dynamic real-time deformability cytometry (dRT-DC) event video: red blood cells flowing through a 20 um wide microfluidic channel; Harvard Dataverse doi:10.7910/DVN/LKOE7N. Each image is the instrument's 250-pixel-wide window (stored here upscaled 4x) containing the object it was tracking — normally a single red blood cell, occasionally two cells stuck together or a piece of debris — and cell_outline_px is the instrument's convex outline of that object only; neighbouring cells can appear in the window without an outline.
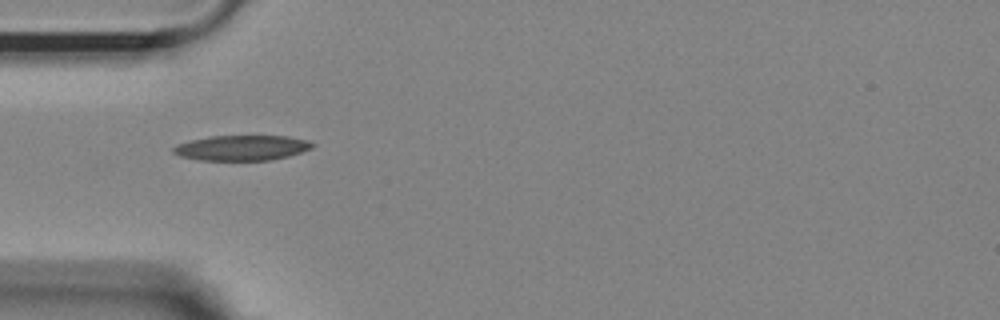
{"species": "Egyptian fruit bat (a non-hibernating species)", "species_latin": "Rousettus aegyptiacus", "temperature_condition": "room temperature", "stored_images_in_passage": 39, "camera_frame_rate_fps": 3000, "um_per_image_px": 0.085, "animal": {"sex": "female"}, "frame": {"image": 1, "passage_image": 1, "time_ms": 0.0, "image_size_px": [1000, 320], "cell_outline_px": [[316, 144], [312, 148], [288, 156], [272, 160], [196, 160], [180, 156], [172, 152], [172, 148], [176, 144], [192, 140], [212, 136], [288, 136], [308, 140]], "centroid_in_image_um": [20.55, 12.57], "position_along_channel_um": 64.4, "area_um2": 20.46}}
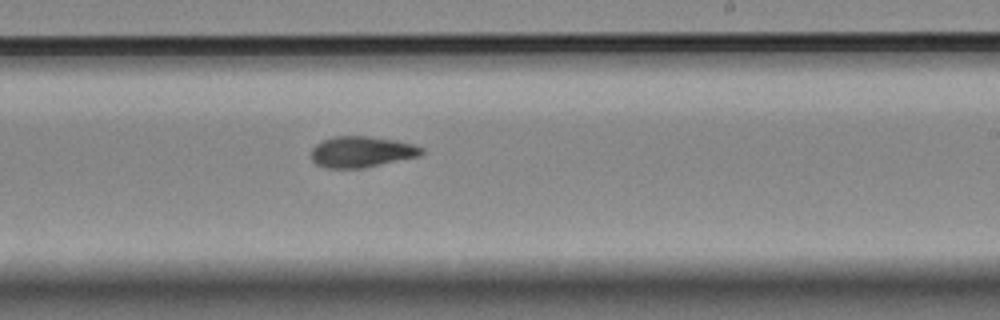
{"frame": {"image": 2, "passage_image": 17, "time_ms": 5.333, "image_size_px": [1000, 320], "cell_outline_px": [[424, 152], [420, 156], [364, 168], [324, 168], [316, 164], [312, 160], [312, 148], [320, 140], [332, 136], [368, 136], [396, 140], [412, 144], [424, 148]], "centroid_in_image_um": [30.72, 12.9], "position_along_channel_um": 258.3, "area_um2": 20.17}}
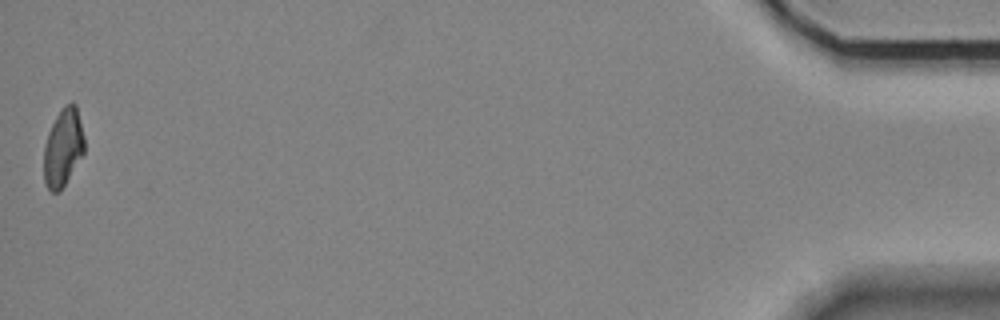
{"frame": {"image": 3, "passage_image": 39, "time_ms": 12.667, "image_size_px": [1000, 320], "cell_outline_px": [[84, 152], [60, 192], [52, 192], [44, 184], [44, 144], [48, 132], [56, 116], [64, 104], [72, 100], [76, 104], [84, 136]], "centroid_in_image_um": [5.36, 12.52], "position_along_channel_um": 429.8, "area_um2": 18.5}, "authors_computed_cell_mechanics": {"area_um2": 19.5942, "velocity_mm_per_s": 3.6227, "shape_relaxation_time_tau1_ms": null, "shape_relaxation_time_tau2_ms": 3.5739, "deformation_change_tau1": null, "deformation_change_tau2": 0.1054}}